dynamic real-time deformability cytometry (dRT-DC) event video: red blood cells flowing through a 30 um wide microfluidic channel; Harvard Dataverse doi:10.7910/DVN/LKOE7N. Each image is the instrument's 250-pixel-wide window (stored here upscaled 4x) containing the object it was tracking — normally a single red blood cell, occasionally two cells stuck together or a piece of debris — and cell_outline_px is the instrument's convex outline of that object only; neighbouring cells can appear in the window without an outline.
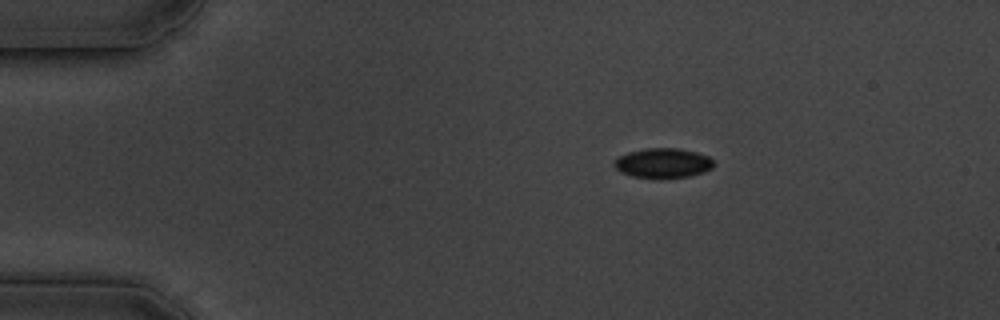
{"species": "common noctule bat (a hibernating species)", "species_latin": "Nyctalus noctula", "temperature_condition": "cold", "stored_images_in_passage": 50, "camera_frame_rate_fps": 3000, "um_per_image_px": 0.085, "animal": {"sex": "male", "body_mass_g": 19.5, "forearm_length_mm": 54.6}, "frame": {"image": 1, "passage_image": 1, "time_ms": 0.0, "image_size_px": [1000, 320], "cell_outline_px": [[712, 168], [704, 172], [688, 176], [660, 180], [656, 180], [632, 176], [620, 172], [612, 164], [620, 156], [628, 152], [644, 148], [680, 148], [696, 152], [708, 156], [712, 160]], "centroid_in_image_um": [56.33, 13.88], "position_along_channel_um": 28.7, "area_um2": 17.57}}
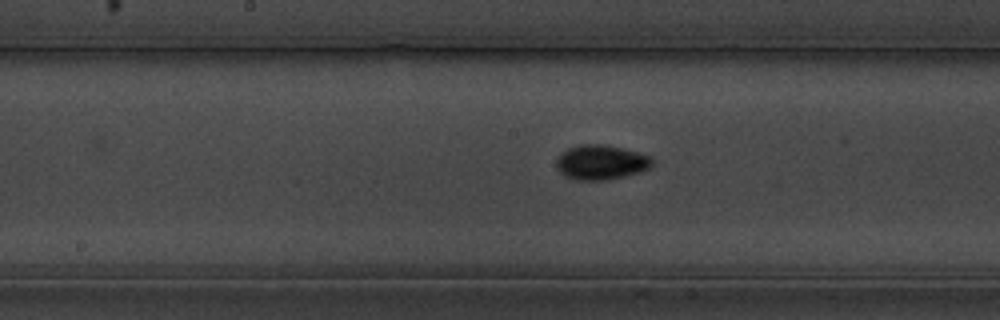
{"frame": {"image": 2, "passage_image": 21, "time_ms": 6.667, "image_size_px": [1000, 320], "cell_outline_px": [[652, 168], [640, 172], [608, 180], [576, 180], [564, 176], [556, 168], [556, 160], [568, 148], [580, 144], [600, 144], [620, 148], [652, 156]], "centroid_in_image_um": [51.09, 13.81], "position_along_channel_um": 197.1, "area_um2": 19.36}}
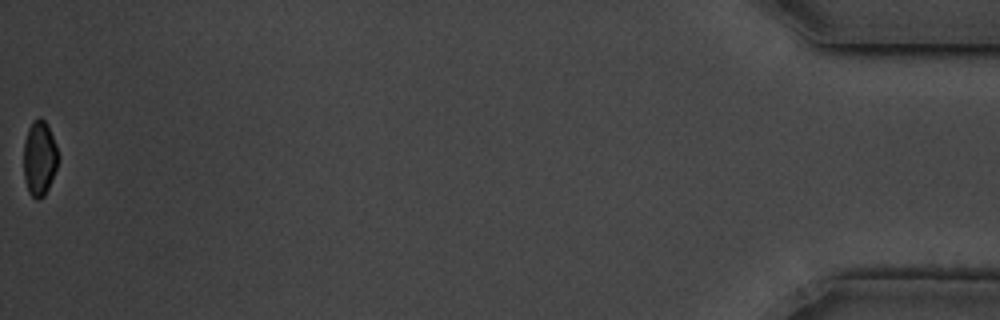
{"frame": {"image": 3, "passage_image": 50, "time_ms": 16.333, "image_size_px": [1000, 320], "cell_outline_px": [[56, 168], [48, 188], [44, 196], [40, 200], [36, 200], [28, 192], [24, 180], [24, 140], [28, 128], [32, 120], [40, 116], [48, 124], [56, 144]], "centroid_in_image_um": [3.32, 13.43], "position_along_channel_um": 431.9, "area_um2": 15.09}, "authors_computed_cell_mechanics": {"area_um2": 17.6001, "velocity_mm_per_s": 3.4057, "shape_relaxation_time_tau1_ms": 2.1775, "shape_relaxation_time_tau2_ms": null, "deformation_change_tau1": 0.0487, "deformation_change_tau2": null}}